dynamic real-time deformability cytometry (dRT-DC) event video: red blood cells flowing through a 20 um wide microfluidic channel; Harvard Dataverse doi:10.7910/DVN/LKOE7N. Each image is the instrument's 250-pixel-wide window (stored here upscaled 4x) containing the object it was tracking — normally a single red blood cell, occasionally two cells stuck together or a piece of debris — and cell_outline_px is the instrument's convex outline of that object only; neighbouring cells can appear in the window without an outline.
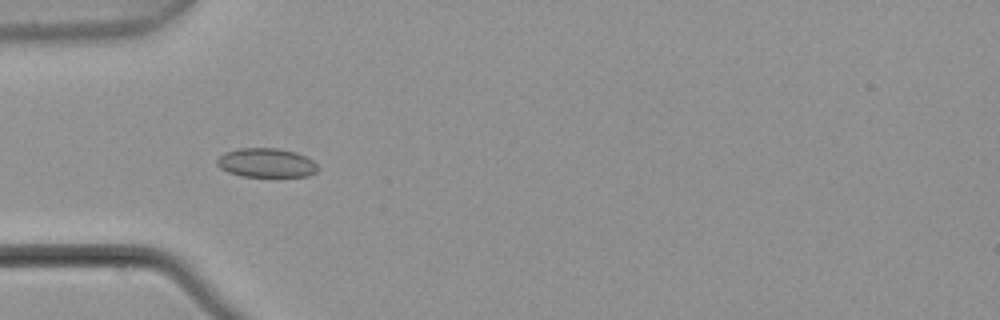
{"species": "common noctule bat (a hibernating species)", "species_latin": "Nyctalus noctula", "temperature_condition": "warm", "stored_images_in_passage": 7, "camera_frame_rate_fps": 3000, "um_per_image_px": 0.085, "animal": {"sex": "male", "body_mass_g": 21.5, "forearm_length_mm": 52.0}, "frame": {"image": 1, "passage_image": 4, "time_ms": 1.0, "image_size_px": [1000, 320], "cell_outline_px": [[320, 168], [316, 172], [308, 176], [240, 176], [228, 172], [220, 168], [216, 164], [216, 160], [224, 152], [236, 148], [276, 148], [296, 152], [312, 160]], "centroid_in_image_um": [22.61, 13.83], "position_along_channel_um": 62.4, "area_um2": 17.17}}
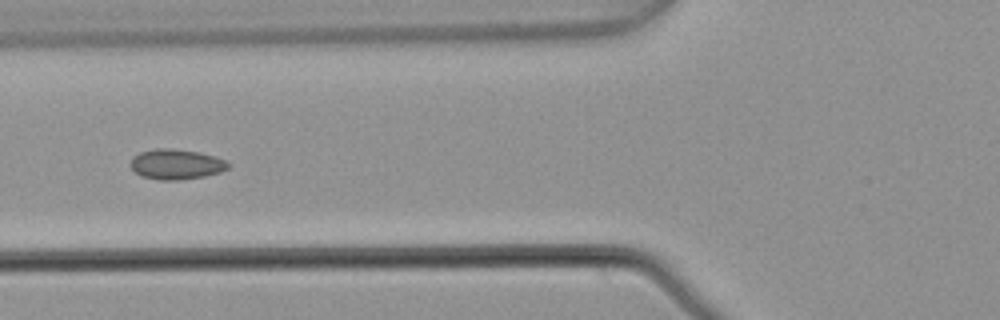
{"frame": {"image": 2, "passage_image": 5, "time_ms": 1.333, "image_size_px": [1000, 320], "cell_outline_px": [[232, 164], [228, 168], [220, 172], [204, 176], [180, 180], [160, 180], [140, 176], [132, 168], [132, 156], [140, 152], [156, 148], [172, 148], [200, 152], [224, 160]], "centroid_in_image_um": [14.98, 13.96], "position_along_channel_um": 110.8, "area_um2": 17.17}}
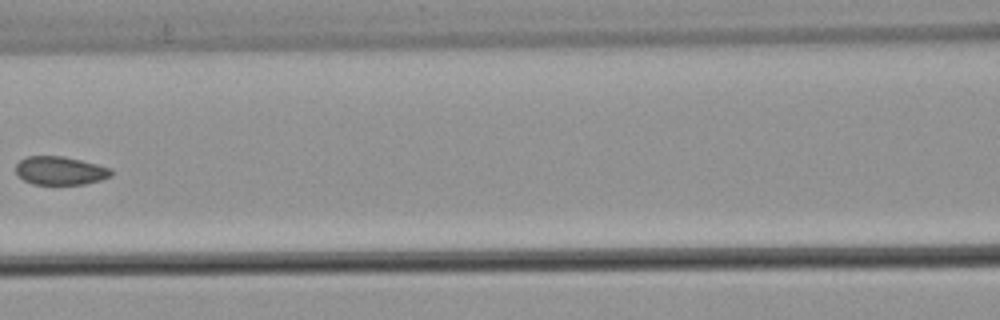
{"frame": {"image": 3, "passage_image": 6, "time_ms": 1.667, "image_size_px": [1000, 320], "cell_outline_px": [[112, 176], [100, 180], [84, 184], [32, 184], [24, 180], [16, 172], [16, 164], [20, 160], [28, 156], [64, 156], [112, 168]], "centroid_in_image_um": [5.13, 14.5], "position_along_channel_um": 161.5, "area_um2": 15.72}}